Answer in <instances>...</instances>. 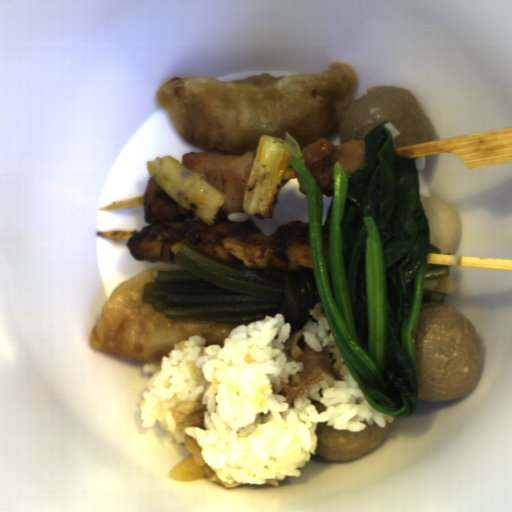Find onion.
Instances as JSON below:
<instances>
[{
	"label": "onion",
	"mask_w": 512,
	"mask_h": 512,
	"mask_svg": "<svg viewBox=\"0 0 512 512\" xmlns=\"http://www.w3.org/2000/svg\"><path fill=\"white\" fill-rule=\"evenodd\" d=\"M188 456L178 462L172 469L170 476L173 480L191 482L207 480L208 483H216L222 488L231 489L243 483H226L218 479L211 468L205 463L200 446L188 433L183 438Z\"/></svg>",
	"instance_id": "obj_1"
}]
</instances>
